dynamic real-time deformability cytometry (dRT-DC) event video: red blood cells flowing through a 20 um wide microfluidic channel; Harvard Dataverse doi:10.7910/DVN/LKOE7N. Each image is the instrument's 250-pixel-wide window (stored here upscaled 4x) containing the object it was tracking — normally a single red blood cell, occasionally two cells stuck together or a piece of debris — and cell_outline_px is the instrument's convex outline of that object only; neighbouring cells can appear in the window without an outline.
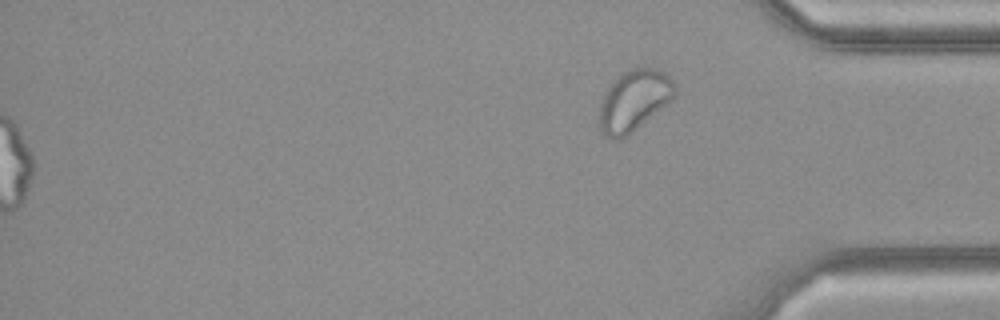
{"species": "common noctule bat (a hibernating species)", "species_latin": "Nyctalus noctula", "temperature_condition": "cold", "stored_images_in_passage": 27, "segment_of_instrument_passage": [2, 2], "camera_frame_rate_fps": 3000, "um_per_image_px": 0.085, "animal": {"sex": "female", "body_mass_g": 21.9}, "frame": {"image": 1, "passage_image": 27, "time_ms": 8.667, "image_size_px": [1000, 320], "cell_outline_px": [[676, 92], [664, 104], [632, 132], [620, 140], [616, 140], [600, 132], [600, 100], [608, 88], [624, 72], [632, 68], [644, 64], [656, 68], [664, 72], [676, 84]], "centroid_in_image_um": [53.87, 8.5], "position_along_channel_um": 381.3, "area_um2": 26.36}}